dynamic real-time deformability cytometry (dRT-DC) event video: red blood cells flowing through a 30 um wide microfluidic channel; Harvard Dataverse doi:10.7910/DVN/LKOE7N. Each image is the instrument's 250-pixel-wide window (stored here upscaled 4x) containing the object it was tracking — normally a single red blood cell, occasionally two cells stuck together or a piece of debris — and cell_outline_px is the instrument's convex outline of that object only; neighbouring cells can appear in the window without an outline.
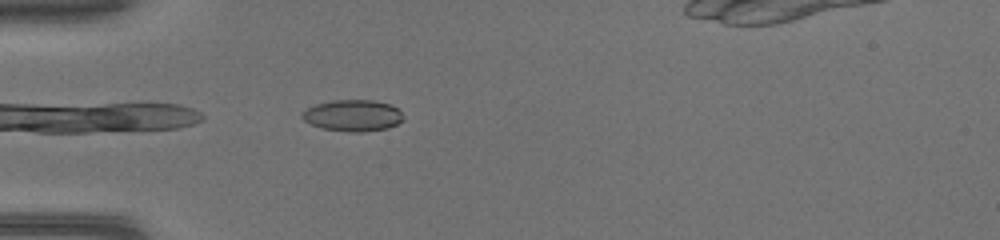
{"species": "common noctule bat (a hibernating species)", "species_latin": "Nyctalus noctula", "temperature_condition": "warm", "stored_images_in_passage": 34, "camera_frame_rate_fps": 3000, "um_per_image_px": 0.085, "animal": {"sex": "female", "body_mass_g": 17.0, "forearm_length_mm": 48.0}, "frame": {"image": 1, "passage_image": 1, "time_ms": 0.0, "image_size_px": [1000, 240], "cell_outline_px": [[404, 120], [388, 128], [364, 132], [348, 132], [324, 128], [312, 124], [304, 120], [300, 116], [300, 112], [316, 104], [332, 100], [372, 100], [392, 104], [404, 116]], "centroid_in_image_um": [30.0, 9.81], "position_along_channel_um": 55.0, "area_um2": 18.61}}
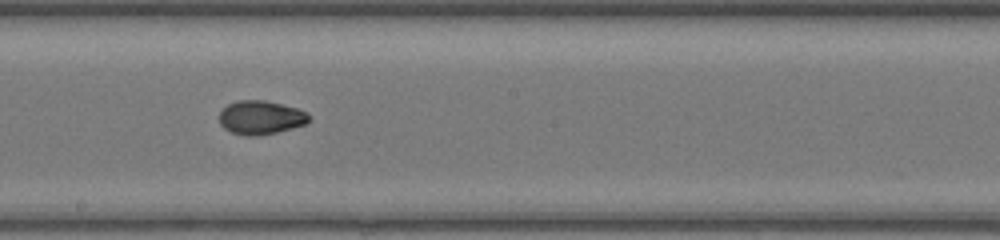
{"frame": {"image": 2, "passage_image": 13, "time_ms": 4.0, "image_size_px": [1000, 240], "cell_outline_px": [[312, 120], [304, 124], [292, 128], [276, 132], [256, 136], [244, 136], [232, 132], [224, 128], [220, 124], [220, 112], [228, 104], [240, 100], [264, 100], [296, 108], [308, 112], [312, 116]], "centroid_in_image_um": [22.19, 9.99], "position_along_channel_um": 226.0, "area_um2": 17.63}}
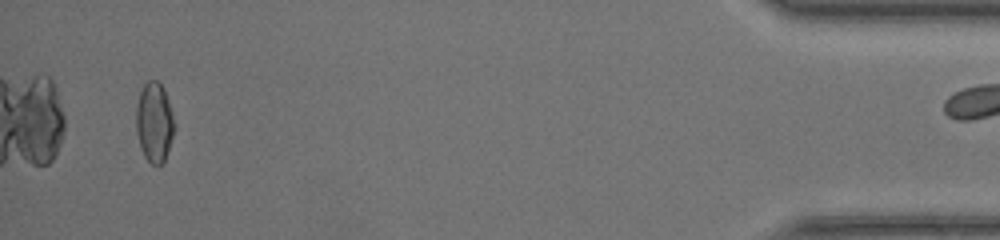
{"frame": {"image": 3, "passage_image": 31, "time_ms": 10.0, "image_size_px": [1000, 240], "cell_outline_px": [[176, 128], [168, 152], [164, 160], [160, 164], [152, 164], [144, 156], [140, 148], [136, 132], [136, 108], [140, 92], [144, 84], [148, 80], [156, 80], [164, 88], [176, 124]], "centroid_in_image_um": [13.13, 10.4], "position_along_channel_um": 422.1, "area_um2": 17.98}}